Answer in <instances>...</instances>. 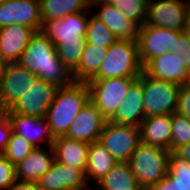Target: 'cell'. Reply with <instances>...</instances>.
Masks as SVG:
<instances>
[{
	"label": "cell",
	"mask_w": 190,
	"mask_h": 190,
	"mask_svg": "<svg viewBox=\"0 0 190 190\" xmlns=\"http://www.w3.org/2000/svg\"><path fill=\"white\" fill-rule=\"evenodd\" d=\"M17 63L59 87L69 86L75 82L73 73L57 55L54 43L40 31L31 37Z\"/></svg>",
	"instance_id": "6da1fadb"
},
{
	"label": "cell",
	"mask_w": 190,
	"mask_h": 190,
	"mask_svg": "<svg viewBox=\"0 0 190 190\" xmlns=\"http://www.w3.org/2000/svg\"><path fill=\"white\" fill-rule=\"evenodd\" d=\"M89 101L87 82H74L58 88L45 117L54 138L67 134L70 125Z\"/></svg>",
	"instance_id": "7a4b0ae2"
},
{
	"label": "cell",
	"mask_w": 190,
	"mask_h": 190,
	"mask_svg": "<svg viewBox=\"0 0 190 190\" xmlns=\"http://www.w3.org/2000/svg\"><path fill=\"white\" fill-rule=\"evenodd\" d=\"M143 72L139 58L138 43L116 40L107 51L98 73L91 80L106 78H138Z\"/></svg>",
	"instance_id": "3957f363"
},
{
	"label": "cell",
	"mask_w": 190,
	"mask_h": 190,
	"mask_svg": "<svg viewBox=\"0 0 190 190\" xmlns=\"http://www.w3.org/2000/svg\"><path fill=\"white\" fill-rule=\"evenodd\" d=\"M169 153L157 146L138 144L128 162L143 190H148L167 175Z\"/></svg>",
	"instance_id": "277c9868"
},
{
	"label": "cell",
	"mask_w": 190,
	"mask_h": 190,
	"mask_svg": "<svg viewBox=\"0 0 190 190\" xmlns=\"http://www.w3.org/2000/svg\"><path fill=\"white\" fill-rule=\"evenodd\" d=\"M144 85L145 117L176 112L180 85L148 76L144 71L138 77Z\"/></svg>",
	"instance_id": "5b68a950"
},
{
	"label": "cell",
	"mask_w": 190,
	"mask_h": 190,
	"mask_svg": "<svg viewBox=\"0 0 190 190\" xmlns=\"http://www.w3.org/2000/svg\"><path fill=\"white\" fill-rule=\"evenodd\" d=\"M137 78H106L87 82L90 90V101L98 108L102 115L110 120L116 113L130 85Z\"/></svg>",
	"instance_id": "8992f818"
},
{
	"label": "cell",
	"mask_w": 190,
	"mask_h": 190,
	"mask_svg": "<svg viewBox=\"0 0 190 190\" xmlns=\"http://www.w3.org/2000/svg\"><path fill=\"white\" fill-rule=\"evenodd\" d=\"M98 142L117 162H128L141 142L140 127L117 124L107 120Z\"/></svg>",
	"instance_id": "52a82bcc"
},
{
	"label": "cell",
	"mask_w": 190,
	"mask_h": 190,
	"mask_svg": "<svg viewBox=\"0 0 190 190\" xmlns=\"http://www.w3.org/2000/svg\"><path fill=\"white\" fill-rule=\"evenodd\" d=\"M182 32L144 24L137 38L139 58L144 67L152 58L166 52H176V44Z\"/></svg>",
	"instance_id": "ba28073f"
},
{
	"label": "cell",
	"mask_w": 190,
	"mask_h": 190,
	"mask_svg": "<svg viewBox=\"0 0 190 190\" xmlns=\"http://www.w3.org/2000/svg\"><path fill=\"white\" fill-rule=\"evenodd\" d=\"M88 11L72 13L62 19L47 20L40 32L56 46L57 44L80 43L85 39L89 22Z\"/></svg>",
	"instance_id": "9c48e42d"
},
{
	"label": "cell",
	"mask_w": 190,
	"mask_h": 190,
	"mask_svg": "<svg viewBox=\"0 0 190 190\" xmlns=\"http://www.w3.org/2000/svg\"><path fill=\"white\" fill-rule=\"evenodd\" d=\"M41 78L21 67L18 63H7L0 74V99L5 109H11L25 91Z\"/></svg>",
	"instance_id": "30bf717a"
},
{
	"label": "cell",
	"mask_w": 190,
	"mask_h": 190,
	"mask_svg": "<svg viewBox=\"0 0 190 190\" xmlns=\"http://www.w3.org/2000/svg\"><path fill=\"white\" fill-rule=\"evenodd\" d=\"M190 0H149L145 24L183 32Z\"/></svg>",
	"instance_id": "8fae6325"
},
{
	"label": "cell",
	"mask_w": 190,
	"mask_h": 190,
	"mask_svg": "<svg viewBox=\"0 0 190 190\" xmlns=\"http://www.w3.org/2000/svg\"><path fill=\"white\" fill-rule=\"evenodd\" d=\"M85 170L54 160L52 167L36 183L39 190H82L89 186Z\"/></svg>",
	"instance_id": "7c38bea8"
},
{
	"label": "cell",
	"mask_w": 190,
	"mask_h": 190,
	"mask_svg": "<svg viewBox=\"0 0 190 190\" xmlns=\"http://www.w3.org/2000/svg\"><path fill=\"white\" fill-rule=\"evenodd\" d=\"M59 86L40 79L32 84L22 98L11 108L17 114L46 117Z\"/></svg>",
	"instance_id": "4fadbf2b"
},
{
	"label": "cell",
	"mask_w": 190,
	"mask_h": 190,
	"mask_svg": "<svg viewBox=\"0 0 190 190\" xmlns=\"http://www.w3.org/2000/svg\"><path fill=\"white\" fill-rule=\"evenodd\" d=\"M42 23L40 0H8L0 4V28L17 24L39 32Z\"/></svg>",
	"instance_id": "5bb4252c"
},
{
	"label": "cell",
	"mask_w": 190,
	"mask_h": 190,
	"mask_svg": "<svg viewBox=\"0 0 190 190\" xmlns=\"http://www.w3.org/2000/svg\"><path fill=\"white\" fill-rule=\"evenodd\" d=\"M106 122L107 119L89 101L76 116L65 136L89 144L97 142Z\"/></svg>",
	"instance_id": "9a60e30c"
},
{
	"label": "cell",
	"mask_w": 190,
	"mask_h": 190,
	"mask_svg": "<svg viewBox=\"0 0 190 190\" xmlns=\"http://www.w3.org/2000/svg\"><path fill=\"white\" fill-rule=\"evenodd\" d=\"M90 7L99 8L93 14L110 29L117 40L137 42L140 26L126 18L115 6L104 3L101 0H93Z\"/></svg>",
	"instance_id": "2e32d148"
},
{
	"label": "cell",
	"mask_w": 190,
	"mask_h": 190,
	"mask_svg": "<svg viewBox=\"0 0 190 190\" xmlns=\"http://www.w3.org/2000/svg\"><path fill=\"white\" fill-rule=\"evenodd\" d=\"M9 117L13 132L22 136L30 144L43 147L41 142L45 141L47 146L52 147L55 140L45 117L22 115L9 109Z\"/></svg>",
	"instance_id": "e0dca14e"
},
{
	"label": "cell",
	"mask_w": 190,
	"mask_h": 190,
	"mask_svg": "<svg viewBox=\"0 0 190 190\" xmlns=\"http://www.w3.org/2000/svg\"><path fill=\"white\" fill-rule=\"evenodd\" d=\"M184 60L177 52H166L152 58L143 71L152 78L161 79L178 85H183L188 70L184 67Z\"/></svg>",
	"instance_id": "ac0fdd59"
},
{
	"label": "cell",
	"mask_w": 190,
	"mask_h": 190,
	"mask_svg": "<svg viewBox=\"0 0 190 190\" xmlns=\"http://www.w3.org/2000/svg\"><path fill=\"white\" fill-rule=\"evenodd\" d=\"M144 85L137 78L129 88L127 95L117 107L115 115L109 120L117 124L133 125L140 127L145 118Z\"/></svg>",
	"instance_id": "d6986e66"
},
{
	"label": "cell",
	"mask_w": 190,
	"mask_h": 190,
	"mask_svg": "<svg viewBox=\"0 0 190 190\" xmlns=\"http://www.w3.org/2000/svg\"><path fill=\"white\" fill-rule=\"evenodd\" d=\"M35 30L12 24L0 28V53L7 63H17Z\"/></svg>",
	"instance_id": "ffe728a7"
},
{
	"label": "cell",
	"mask_w": 190,
	"mask_h": 190,
	"mask_svg": "<svg viewBox=\"0 0 190 190\" xmlns=\"http://www.w3.org/2000/svg\"><path fill=\"white\" fill-rule=\"evenodd\" d=\"M36 147L27 157L15 166L16 179L37 182L51 167L55 160L53 147Z\"/></svg>",
	"instance_id": "44dd1931"
},
{
	"label": "cell",
	"mask_w": 190,
	"mask_h": 190,
	"mask_svg": "<svg viewBox=\"0 0 190 190\" xmlns=\"http://www.w3.org/2000/svg\"><path fill=\"white\" fill-rule=\"evenodd\" d=\"M141 142L170 151L172 114L145 117L140 124Z\"/></svg>",
	"instance_id": "7402d4cb"
},
{
	"label": "cell",
	"mask_w": 190,
	"mask_h": 190,
	"mask_svg": "<svg viewBox=\"0 0 190 190\" xmlns=\"http://www.w3.org/2000/svg\"><path fill=\"white\" fill-rule=\"evenodd\" d=\"M90 144L66 136L55 138L53 150L55 160L75 168H86Z\"/></svg>",
	"instance_id": "603a6c76"
},
{
	"label": "cell",
	"mask_w": 190,
	"mask_h": 190,
	"mask_svg": "<svg viewBox=\"0 0 190 190\" xmlns=\"http://www.w3.org/2000/svg\"><path fill=\"white\" fill-rule=\"evenodd\" d=\"M116 159L98 141L90 144L88 149V162L85 177L88 184L93 181L97 183L115 165ZM91 180V181H90Z\"/></svg>",
	"instance_id": "cb8c5ba5"
},
{
	"label": "cell",
	"mask_w": 190,
	"mask_h": 190,
	"mask_svg": "<svg viewBox=\"0 0 190 190\" xmlns=\"http://www.w3.org/2000/svg\"><path fill=\"white\" fill-rule=\"evenodd\" d=\"M95 185L99 190H143L129 162H117Z\"/></svg>",
	"instance_id": "d4e9b609"
},
{
	"label": "cell",
	"mask_w": 190,
	"mask_h": 190,
	"mask_svg": "<svg viewBox=\"0 0 190 190\" xmlns=\"http://www.w3.org/2000/svg\"><path fill=\"white\" fill-rule=\"evenodd\" d=\"M108 48L86 43L79 66L73 72L75 82H88L98 73Z\"/></svg>",
	"instance_id": "484cf974"
},
{
	"label": "cell",
	"mask_w": 190,
	"mask_h": 190,
	"mask_svg": "<svg viewBox=\"0 0 190 190\" xmlns=\"http://www.w3.org/2000/svg\"><path fill=\"white\" fill-rule=\"evenodd\" d=\"M90 5V0H40V17L42 22L62 19L72 13L87 11Z\"/></svg>",
	"instance_id": "4316f807"
},
{
	"label": "cell",
	"mask_w": 190,
	"mask_h": 190,
	"mask_svg": "<svg viewBox=\"0 0 190 190\" xmlns=\"http://www.w3.org/2000/svg\"><path fill=\"white\" fill-rule=\"evenodd\" d=\"M115 6L123 15L137 23L140 27L145 24L149 0H101Z\"/></svg>",
	"instance_id": "83f0119b"
},
{
	"label": "cell",
	"mask_w": 190,
	"mask_h": 190,
	"mask_svg": "<svg viewBox=\"0 0 190 190\" xmlns=\"http://www.w3.org/2000/svg\"><path fill=\"white\" fill-rule=\"evenodd\" d=\"M85 38L87 43L102 47H110L117 40L110 29L94 14L89 15Z\"/></svg>",
	"instance_id": "f1b7e54d"
},
{
	"label": "cell",
	"mask_w": 190,
	"mask_h": 190,
	"mask_svg": "<svg viewBox=\"0 0 190 190\" xmlns=\"http://www.w3.org/2000/svg\"><path fill=\"white\" fill-rule=\"evenodd\" d=\"M168 174L177 183L179 190H190V163L174 152L169 153Z\"/></svg>",
	"instance_id": "f546056e"
},
{
	"label": "cell",
	"mask_w": 190,
	"mask_h": 190,
	"mask_svg": "<svg viewBox=\"0 0 190 190\" xmlns=\"http://www.w3.org/2000/svg\"><path fill=\"white\" fill-rule=\"evenodd\" d=\"M35 147L22 136L12 132L9 142L2 154L14 165H18Z\"/></svg>",
	"instance_id": "4dcf8cb0"
},
{
	"label": "cell",
	"mask_w": 190,
	"mask_h": 190,
	"mask_svg": "<svg viewBox=\"0 0 190 190\" xmlns=\"http://www.w3.org/2000/svg\"><path fill=\"white\" fill-rule=\"evenodd\" d=\"M86 38L80 43L57 44L56 51L60 60L73 73L79 66L82 54L86 46Z\"/></svg>",
	"instance_id": "1f68e13d"
},
{
	"label": "cell",
	"mask_w": 190,
	"mask_h": 190,
	"mask_svg": "<svg viewBox=\"0 0 190 190\" xmlns=\"http://www.w3.org/2000/svg\"><path fill=\"white\" fill-rule=\"evenodd\" d=\"M190 142V121L186 116L177 112L172 114V137L170 152Z\"/></svg>",
	"instance_id": "d6a6232c"
},
{
	"label": "cell",
	"mask_w": 190,
	"mask_h": 190,
	"mask_svg": "<svg viewBox=\"0 0 190 190\" xmlns=\"http://www.w3.org/2000/svg\"><path fill=\"white\" fill-rule=\"evenodd\" d=\"M16 180L15 166L0 153V190H8Z\"/></svg>",
	"instance_id": "836d02e7"
},
{
	"label": "cell",
	"mask_w": 190,
	"mask_h": 190,
	"mask_svg": "<svg viewBox=\"0 0 190 190\" xmlns=\"http://www.w3.org/2000/svg\"><path fill=\"white\" fill-rule=\"evenodd\" d=\"M12 132L13 129L9 117V109H3L0 111V153L6 148Z\"/></svg>",
	"instance_id": "e575fe53"
},
{
	"label": "cell",
	"mask_w": 190,
	"mask_h": 190,
	"mask_svg": "<svg viewBox=\"0 0 190 190\" xmlns=\"http://www.w3.org/2000/svg\"><path fill=\"white\" fill-rule=\"evenodd\" d=\"M176 112L186 116L190 121V88L184 85L179 89Z\"/></svg>",
	"instance_id": "d590c367"
},
{
	"label": "cell",
	"mask_w": 190,
	"mask_h": 190,
	"mask_svg": "<svg viewBox=\"0 0 190 190\" xmlns=\"http://www.w3.org/2000/svg\"><path fill=\"white\" fill-rule=\"evenodd\" d=\"M176 52L182 56L184 60V67L190 70V38L187 34L182 32L176 44Z\"/></svg>",
	"instance_id": "8d00e7d4"
},
{
	"label": "cell",
	"mask_w": 190,
	"mask_h": 190,
	"mask_svg": "<svg viewBox=\"0 0 190 190\" xmlns=\"http://www.w3.org/2000/svg\"><path fill=\"white\" fill-rule=\"evenodd\" d=\"M148 190H179V189L177 183L174 182L173 178L167 173V175L162 180L154 184Z\"/></svg>",
	"instance_id": "74e56055"
},
{
	"label": "cell",
	"mask_w": 190,
	"mask_h": 190,
	"mask_svg": "<svg viewBox=\"0 0 190 190\" xmlns=\"http://www.w3.org/2000/svg\"><path fill=\"white\" fill-rule=\"evenodd\" d=\"M8 190H39L36 182L16 180Z\"/></svg>",
	"instance_id": "f35d334b"
},
{
	"label": "cell",
	"mask_w": 190,
	"mask_h": 190,
	"mask_svg": "<svg viewBox=\"0 0 190 190\" xmlns=\"http://www.w3.org/2000/svg\"><path fill=\"white\" fill-rule=\"evenodd\" d=\"M174 153L190 163V142L178 147Z\"/></svg>",
	"instance_id": "ab89813d"
},
{
	"label": "cell",
	"mask_w": 190,
	"mask_h": 190,
	"mask_svg": "<svg viewBox=\"0 0 190 190\" xmlns=\"http://www.w3.org/2000/svg\"><path fill=\"white\" fill-rule=\"evenodd\" d=\"M185 34H187L190 38V2L187 7V13H186V18H185V27L184 31Z\"/></svg>",
	"instance_id": "60d3db41"
},
{
	"label": "cell",
	"mask_w": 190,
	"mask_h": 190,
	"mask_svg": "<svg viewBox=\"0 0 190 190\" xmlns=\"http://www.w3.org/2000/svg\"><path fill=\"white\" fill-rule=\"evenodd\" d=\"M6 65H7V62L3 59V57H2V55L0 53V74L4 70Z\"/></svg>",
	"instance_id": "b9f144b4"
},
{
	"label": "cell",
	"mask_w": 190,
	"mask_h": 190,
	"mask_svg": "<svg viewBox=\"0 0 190 190\" xmlns=\"http://www.w3.org/2000/svg\"><path fill=\"white\" fill-rule=\"evenodd\" d=\"M183 85H184L185 87L190 88V70L188 71L186 80L184 81V84H183Z\"/></svg>",
	"instance_id": "7bdbcfd3"
},
{
	"label": "cell",
	"mask_w": 190,
	"mask_h": 190,
	"mask_svg": "<svg viewBox=\"0 0 190 190\" xmlns=\"http://www.w3.org/2000/svg\"><path fill=\"white\" fill-rule=\"evenodd\" d=\"M95 189H97V190H99L98 188H96V187H90V185L87 187V188H85V189H82V190H95Z\"/></svg>",
	"instance_id": "ee69618b"
},
{
	"label": "cell",
	"mask_w": 190,
	"mask_h": 190,
	"mask_svg": "<svg viewBox=\"0 0 190 190\" xmlns=\"http://www.w3.org/2000/svg\"><path fill=\"white\" fill-rule=\"evenodd\" d=\"M3 109L5 108L3 107V104L1 103V99H0V111H2Z\"/></svg>",
	"instance_id": "f6af8a7d"
},
{
	"label": "cell",
	"mask_w": 190,
	"mask_h": 190,
	"mask_svg": "<svg viewBox=\"0 0 190 190\" xmlns=\"http://www.w3.org/2000/svg\"><path fill=\"white\" fill-rule=\"evenodd\" d=\"M5 1H8V0H0V4L3 3V2H5Z\"/></svg>",
	"instance_id": "bcb514c9"
}]
</instances>
